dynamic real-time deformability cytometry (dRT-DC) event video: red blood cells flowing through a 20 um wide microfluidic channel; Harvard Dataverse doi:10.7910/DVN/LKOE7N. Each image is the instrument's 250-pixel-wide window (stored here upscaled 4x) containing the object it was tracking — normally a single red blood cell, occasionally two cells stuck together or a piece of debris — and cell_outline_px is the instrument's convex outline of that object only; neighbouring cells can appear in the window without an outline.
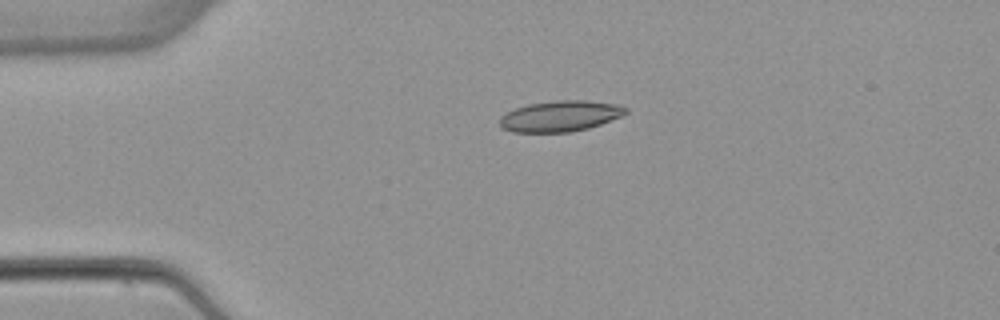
{"species": "common noctule bat (a hibernating species)", "species_latin": "Nyctalus noctula", "temperature_condition": "warm", "stored_images_in_passage": 4, "camera_frame_rate_fps": 3000, "um_per_image_px": 0.085, "animal": {"sex": "female", "body_mass_g": 22.7, "forearm_length_mm": 54.2}, "frame": {"image": 1, "passage_image": 3, "time_ms": 3.333, "image_size_px": [1000, 320], "cell_outline_px": [[628, 112], [620, 116], [600, 124], [588, 128], [572, 132], [512, 132], [500, 128], [500, 116], [516, 108], [528, 104], [556, 100], [588, 100], [620, 104], [628, 108]], "centroid_in_image_um": [47.63, 9.86], "position_along_channel_um": 37.4, "area_um2": 22.77}}